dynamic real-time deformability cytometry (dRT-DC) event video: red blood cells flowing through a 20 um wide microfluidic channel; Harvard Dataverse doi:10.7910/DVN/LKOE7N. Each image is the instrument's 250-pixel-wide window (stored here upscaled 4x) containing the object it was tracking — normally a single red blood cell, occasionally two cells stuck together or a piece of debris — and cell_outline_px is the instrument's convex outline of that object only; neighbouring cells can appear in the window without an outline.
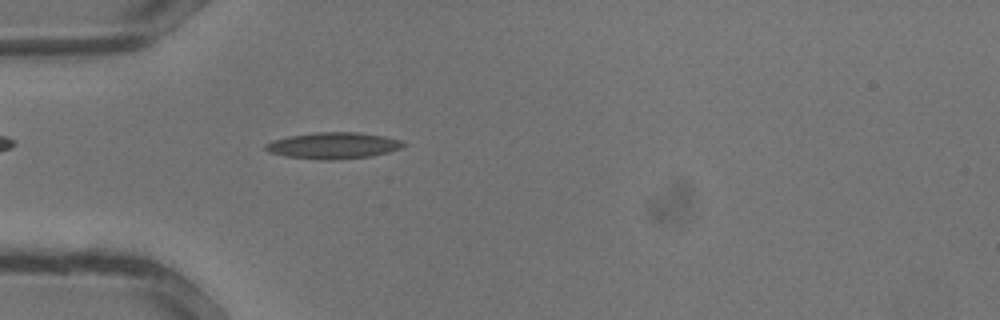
{"species": "common noctule bat (a hibernating species)", "species_latin": "Nyctalus noctula", "temperature_condition": "warm", "stored_images_in_passage": 32, "camera_frame_rate_fps": 3000, "um_per_image_px": 0.085, "animal": {"sex": "male", "body_mass_g": 13.3}, "frame": {"image": 1, "passage_image": 9, "time_ms": 2.667, "image_size_px": [1000, 320], "cell_outline_px": [[408, 144], [400, 148], [388, 152], [372, 156], [332, 160], [324, 160], [284, 156], [268, 152], [264, 148], [264, 144], [272, 140], [288, 136], [316, 132], [360, 132], [384, 136], [400, 140]], "centroid_in_image_um": [28.31, 12.37], "position_along_channel_um": 56.7, "area_um2": 21.33}}
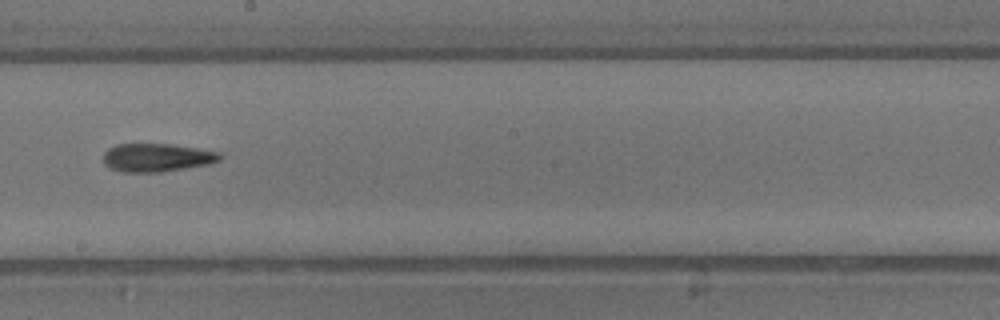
{"frame": {"image": 2, "passage_image": 18, "time_ms": 5.667, "image_size_px": [1000, 320], "cell_outline_px": [[224, 156], [220, 160], [208, 164], [160, 172], [124, 172], [112, 168], [104, 164], [104, 152], [108, 148], [116, 144], [172, 144], [220, 152]], "centroid_in_image_um": [13.34, 13.38], "position_along_channel_um": 234.9, "area_um2": 19.13}}
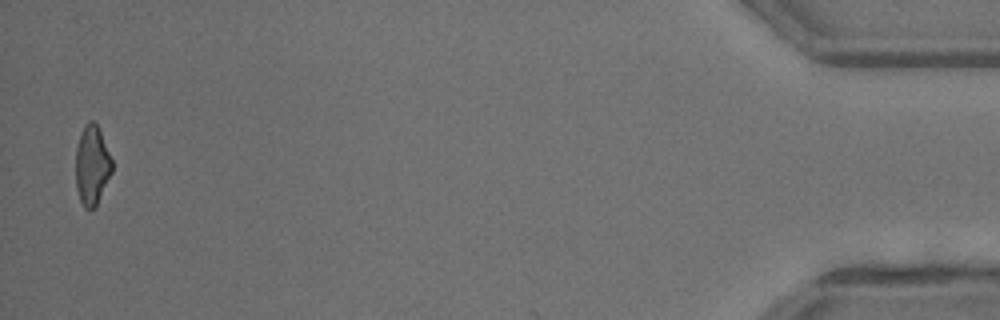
{"frame": {"image": 3, "passage_image": 32, "time_ms": 10.333, "image_size_px": [1000, 320], "cell_outline_px": [[112, 172], [96, 208], [84, 208], [80, 200], [76, 188], [76, 148], [80, 132], [84, 124], [88, 120], [92, 120], [96, 124], [100, 132], [112, 160]], "centroid_in_image_um": [7.81, 14.06], "position_along_channel_um": 427.4, "area_um2": 16.88}}